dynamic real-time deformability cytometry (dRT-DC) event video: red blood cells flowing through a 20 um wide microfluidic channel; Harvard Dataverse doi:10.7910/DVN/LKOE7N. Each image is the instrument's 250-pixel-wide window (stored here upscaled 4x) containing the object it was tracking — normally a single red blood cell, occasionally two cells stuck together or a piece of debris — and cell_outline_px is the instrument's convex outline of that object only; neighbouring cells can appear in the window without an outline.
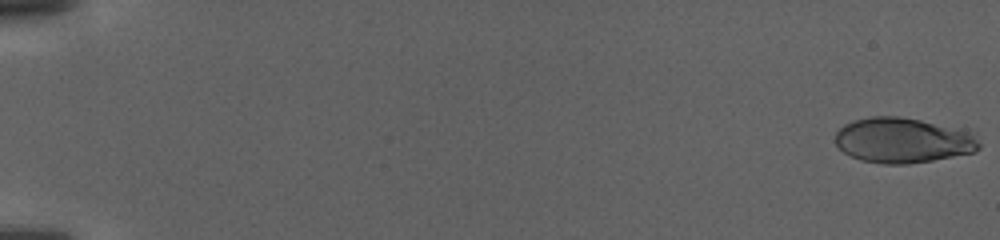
{"species": "human", "species_latin": "Homo sapiens", "temperature_condition": "warm", "stored_images_in_passage": 124, "camera_frame_rate_fps": 3000, "um_per_image_px": 0.085, "donor": {"sex": "female"}, "frame": {"image": 1, "passage_image": 1, "time_ms": 0.0, "image_size_px": [1000, 240], "cell_outline_px": [[980, 148], [976, 152], [932, 160], [908, 164], [884, 164], [860, 160], [844, 152], [836, 144], [836, 132], [844, 124], [852, 120], [872, 116], [900, 116], [920, 120], [968, 132], [980, 144]], "centroid_in_image_um": [76.69, 11.93], "position_along_channel_um": 8.3, "area_um2": 37.45}}
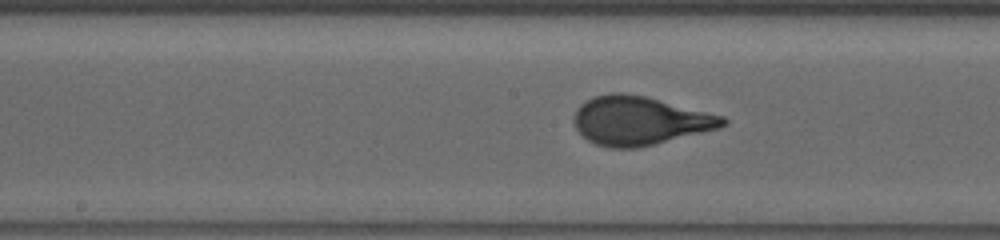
{"frame": {"image": 2, "passage_image": 68, "time_ms": 22.333, "image_size_px": [1000, 240], "cell_outline_px": [[728, 124], [720, 128], [636, 148], [608, 148], [596, 144], [588, 140], [576, 128], [572, 120], [572, 116], [576, 108], [580, 104], [592, 96], [608, 92], [624, 92], [644, 96], [724, 116], [728, 120]], "centroid_in_image_um": [54.33, 10.24], "position_along_channel_um": 193.9, "area_um2": 42.31}}
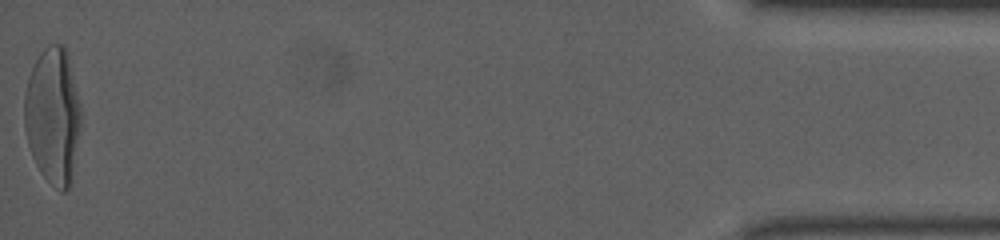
{"frame": {"image": 3, "passage_image": 124, "time_ms": 41.0, "image_size_px": [1000, 240], "cell_outline_px": [[80, 124], [72, 180], [68, 188], [64, 192], [60, 192], [40, 172], [32, 156], [28, 144], [24, 128], [24, 92], [28, 76], [40, 52], [48, 44], [64, 44], [68, 52], [80, 104]], "centroid_in_image_um": [4.49, 9.81], "position_along_channel_um": 430.7, "area_um2": 45.2}}